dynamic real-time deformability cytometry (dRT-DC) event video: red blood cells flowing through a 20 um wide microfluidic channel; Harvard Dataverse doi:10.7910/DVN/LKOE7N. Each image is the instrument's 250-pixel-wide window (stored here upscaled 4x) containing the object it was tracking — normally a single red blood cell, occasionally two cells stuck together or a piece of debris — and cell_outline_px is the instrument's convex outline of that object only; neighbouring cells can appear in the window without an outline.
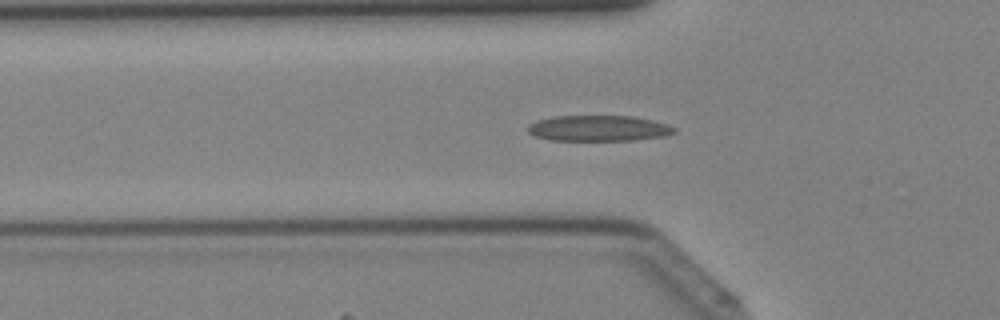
{"species": "Egyptian fruit bat (a non-hibernating species)", "species_latin": "Rousettus aegyptiacus", "temperature_condition": "cold", "stored_images_in_passage": 39, "camera_frame_rate_fps": 3000, "um_per_image_px": 0.085, "animal": {"sex": "female"}, "frame": {"image": 1, "passage_image": 11, "time_ms": 3.333, "image_size_px": [1000, 320], "cell_outline_px": [[676, 132], [664, 136], [632, 140], [548, 140], [536, 136], [528, 132], [528, 124], [536, 120], [552, 116], [632, 116], [652, 120], [668, 124], [676, 128]], "centroid_in_image_um": [50.86, 10.9], "position_along_channel_um": 74.9, "area_um2": 22.02}}
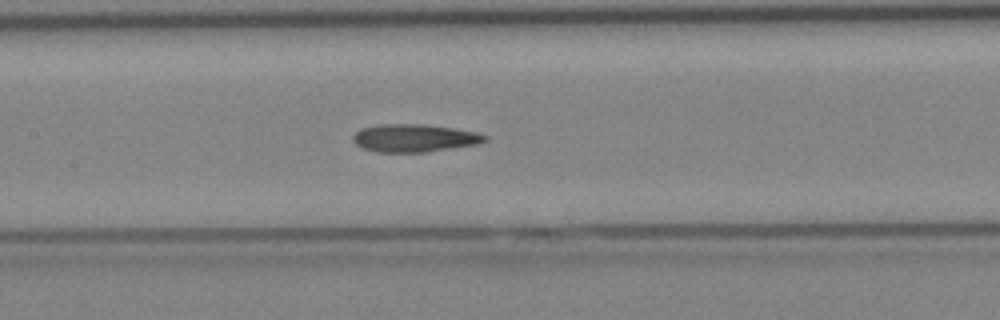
{"frame": {"image": 2, "passage_image": 17, "time_ms": 5.333, "image_size_px": [1000, 320], "cell_outline_px": [[488, 140], [476, 144], [424, 152], [376, 152], [364, 148], [356, 144], [352, 140], [352, 136], [360, 128], [380, 124], [424, 124], [452, 128], [476, 132], [488, 136]], "centroid_in_image_um": [35.19, 11.73], "position_along_channel_um": 172.2, "area_um2": 21.27}}
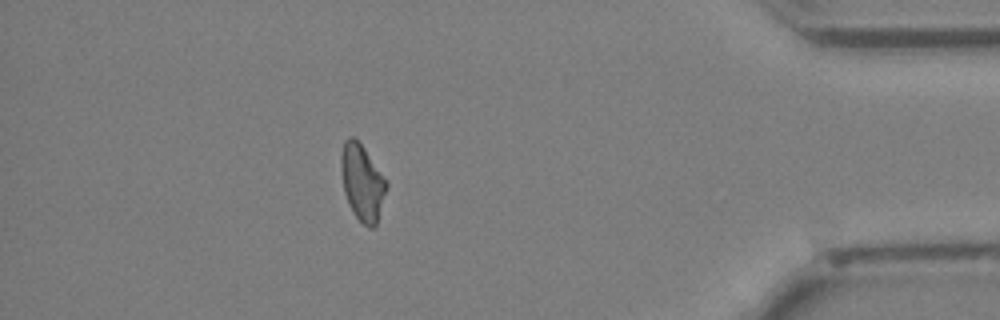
{"frame": {"image": 3, "passage_image": 34, "time_ms": 11.0, "image_size_px": [1000, 320], "cell_outline_px": [[388, 184], [376, 224], [372, 228], [368, 228], [352, 212], [348, 204], [344, 192], [340, 168], [340, 156], [344, 140], [348, 136], [352, 136], [364, 148], [388, 180]], "centroid_in_image_um": [30.78, 15.48], "position_along_channel_um": 404.4, "area_um2": 20.23}}